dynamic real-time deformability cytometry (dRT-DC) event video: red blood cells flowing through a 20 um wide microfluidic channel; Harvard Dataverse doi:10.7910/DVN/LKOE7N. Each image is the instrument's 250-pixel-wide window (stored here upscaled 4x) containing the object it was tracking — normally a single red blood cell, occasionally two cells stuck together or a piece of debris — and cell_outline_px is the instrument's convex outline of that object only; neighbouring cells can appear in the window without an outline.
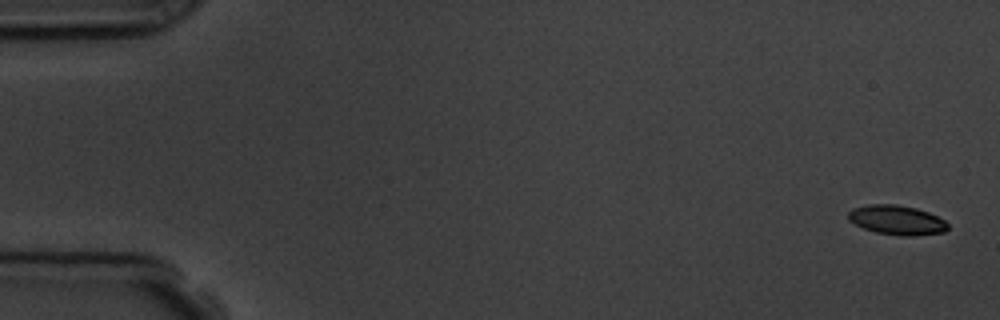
{"species": "common noctule bat (a hibernating species)", "species_latin": "Nyctalus noctula", "temperature_condition": "room temperature", "stored_images_in_passage": 6, "camera_frame_rate_fps": 3000, "um_per_image_px": 0.085, "animal": {"sex": "male", "body_mass_g": 19.5, "forearm_length_mm": 54.6}, "frame": {"image": 1, "passage_image": 1, "time_ms": 0.0, "image_size_px": [1000, 320], "cell_outline_px": [[948, 228], [944, 232], [912, 236], [900, 236], [876, 232], [864, 228], [848, 220], [848, 212], [852, 208], [868, 204], [896, 204], [916, 208], [928, 212], [944, 220], [948, 224]], "centroid_in_image_um": [76.22, 18.7], "position_along_channel_um": 8.8, "area_um2": 17.11}}
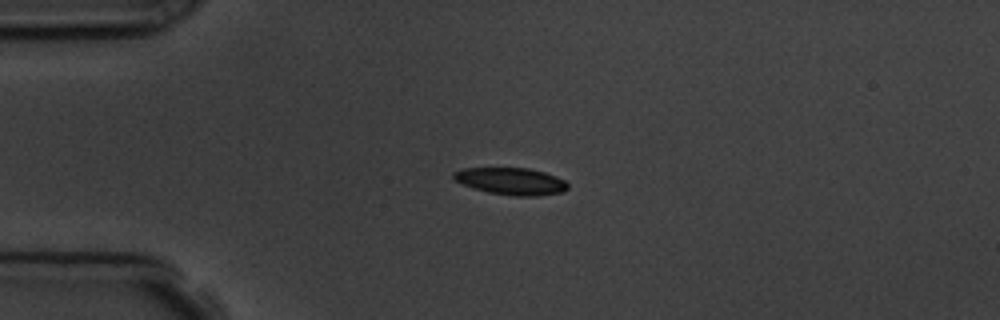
{"frame": {"image": 2, "passage_image": 4, "time_ms": 4.0, "image_size_px": [1000, 320], "cell_outline_px": [[568, 188], [564, 192], [536, 196], [516, 196], [488, 192], [464, 184], [456, 180], [452, 176], [452, 172], [464, 168], [528, 168], [544, 172], [556, 176], [564, 180], [568, 184]], "centroid_in_image_um": [43.48, 15.4], "position_along_channel_um": 41.5, "area_um2": 17.86}}